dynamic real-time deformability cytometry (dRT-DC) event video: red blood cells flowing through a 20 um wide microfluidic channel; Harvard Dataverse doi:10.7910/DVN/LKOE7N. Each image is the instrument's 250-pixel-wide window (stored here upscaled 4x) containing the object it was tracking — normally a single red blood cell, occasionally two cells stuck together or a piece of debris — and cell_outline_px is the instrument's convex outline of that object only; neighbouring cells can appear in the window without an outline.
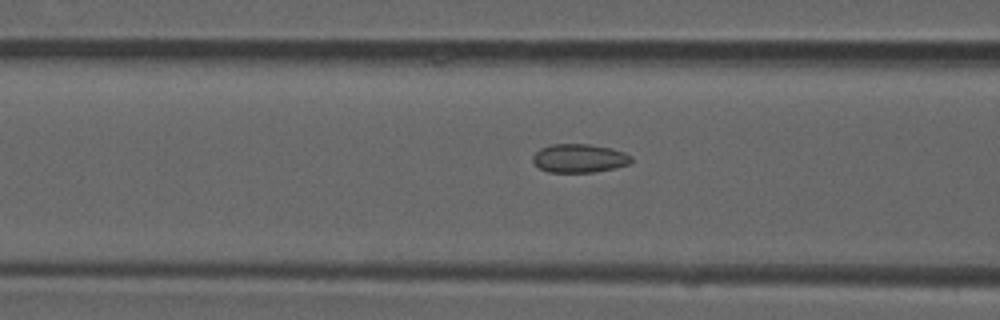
{"species": "common noctule bat (a hibernating species)", "species_latin": "Nyctalus noctula", "temperature_condition": "room temperature", "stored_images_in_passage": 17, "camera_frame_rate_fps": 3000, "um_per_image_px": 0.085, "animal": {"sex": "male", "forearm_length_mm": 52.5}, "frame": {"image": 1, "passage_image": 15, "time_ms": 4.667, "image_size_px": [1000, 320], "cell_outline_px": [[632, 160], [628, 164], [612, 168], [592, 172], [548, 172], [540, 168], [532, 160], [532, 156], [540, 148], [552, 144], [588, 144], [612, 148], [624, 152], [632, 156]], "centroid_in_image_um": [49.23, 13.44], "position_along_channel_um": 117.4, "area_um2": 16.3}}